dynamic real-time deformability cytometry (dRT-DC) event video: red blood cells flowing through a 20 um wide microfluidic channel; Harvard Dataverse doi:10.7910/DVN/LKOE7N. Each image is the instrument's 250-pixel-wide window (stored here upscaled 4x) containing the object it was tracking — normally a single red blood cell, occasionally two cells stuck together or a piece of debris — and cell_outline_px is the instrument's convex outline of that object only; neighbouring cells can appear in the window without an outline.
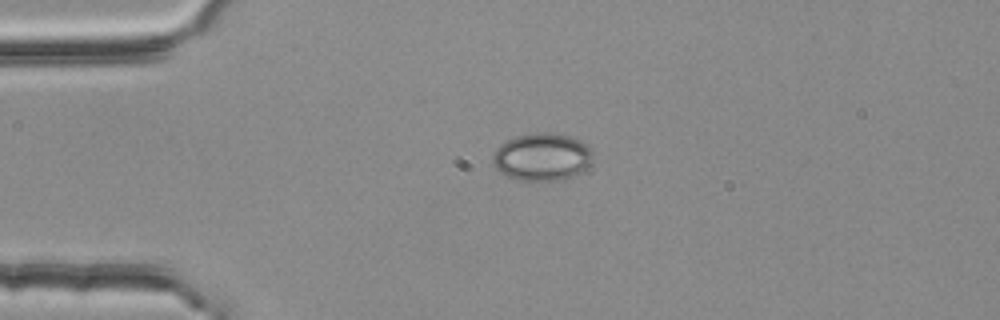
{"species": "common noctule bat (a hibernating species)", "species_latin": "Nyctalus noctula", "temperature_condition": "room temperature", "stored_images_in_passage": 42, "camera_frame_rate_fps": 3000, "um_per_image_px": 0.085, "animal": {"sex": "female", "body_mass_g": 25.1}, "frame": {"image": 1, "passage_image": 1, "time_ms": 0.0, "image_size_px": [1000, 320], "cell_outline_px": [[592, 152], [588, 164], [580, 172], [572, 176], [560, 180], [520, 180], [508, 176], [500, 172], [492, 164], [492, 156], [496, 148], [500, 144], [516, 136], [536, 132], [552, 132], [568, 136], [580, 140]], "centroid_in_image_um": [46.01, 13.32], "position_along_channel_um": 39.0, "area_um2": 27.46}}
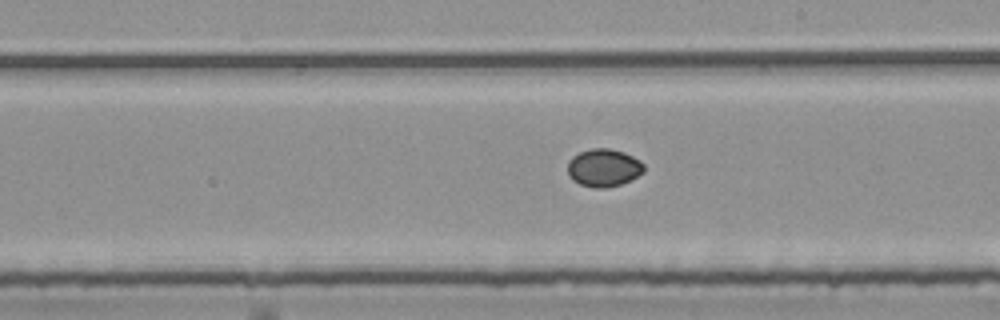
{"frame": {"image": 2, "passage_image": 19, "time_ms": 6.0, "image_size_px": [1000, 320], "cell_outline_px": [[644, 172], [632, 180], [620, 184], [604, 188], [592, 188], [580, 184], [572, 180], [568, 176], [568, 160], [572, 156], [580, 152], [592, 148], [608, 148], [624, 152], [640, 160], [644, 164]], "centroid_in_image_um": [51.31, 14.26], "position_along_channel_um": 237.7, "area_um2": 16.99}}
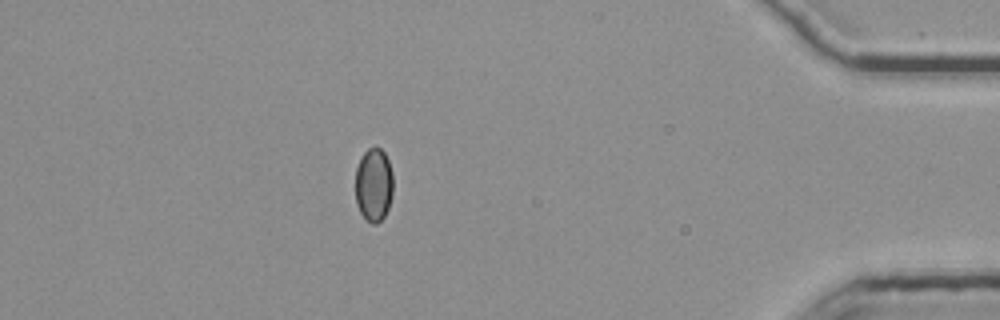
{"frame": {"image": 3, "passage_image": 36, "time_ms": 11.667, "image_size_px": [1000, 320], "cell_outline_px": [[392, 196], [388, 208], [384, 216], [376, 224], [372, 224], [360, 212], [356, 204], [356, 168], [360, 156], [368, 148], [380, 148], [384, 152], [388, 160], [392, 172]], "centroid_in_image_um": [31.76, 15.69], "position_along_channel_um": 403.4, "area_um2": 16.13}, "authors_computed_cell_mechanics": {"area_um2": 16.6464, "velocity_mm_per_s": 3.7981, "shape_relaxation_time_tau1_ms": 2.1004, "shape_relaxation_time_tau2_ms": null, "deformation_change_tau1": 0.054, "deformation_change_tau2": null}}